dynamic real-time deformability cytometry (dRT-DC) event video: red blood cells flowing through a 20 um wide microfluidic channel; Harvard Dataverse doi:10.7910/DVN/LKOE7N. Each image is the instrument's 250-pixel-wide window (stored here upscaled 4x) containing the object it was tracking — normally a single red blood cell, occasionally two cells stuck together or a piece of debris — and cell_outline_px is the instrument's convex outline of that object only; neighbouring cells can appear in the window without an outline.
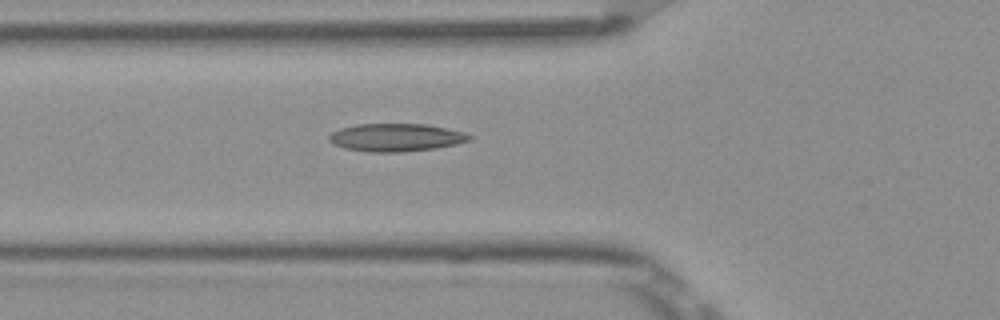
{"species": "Egyptian fruit bat (a non-hibernating species)", "species_latin": "Rousettus aegyptiacus", "temperature_condition": "room temperature", "stored_images_in_passage": 3, "camera_frame_rate_fps": 3000, "um_per_image_px": 0.085, "frame": {"image": 1, "passage_image": 3, "time_ms": 0.667, "image_size_px": [1000, 320], "cell_outline_px": [[472, 140], [456, 144], [432, 148], [400, 152], [368, 152], [344, 148], [332, 144], [328, 140], [328, 136], [332, 132], [340, 128], [356, 124], [424, 124], [448, 128], [464, 132], [472, 136]], "centroid_in_image_um": [33.63, 11.68], "position_along_channel_um": 92.2, "area_um2": 22.83}}